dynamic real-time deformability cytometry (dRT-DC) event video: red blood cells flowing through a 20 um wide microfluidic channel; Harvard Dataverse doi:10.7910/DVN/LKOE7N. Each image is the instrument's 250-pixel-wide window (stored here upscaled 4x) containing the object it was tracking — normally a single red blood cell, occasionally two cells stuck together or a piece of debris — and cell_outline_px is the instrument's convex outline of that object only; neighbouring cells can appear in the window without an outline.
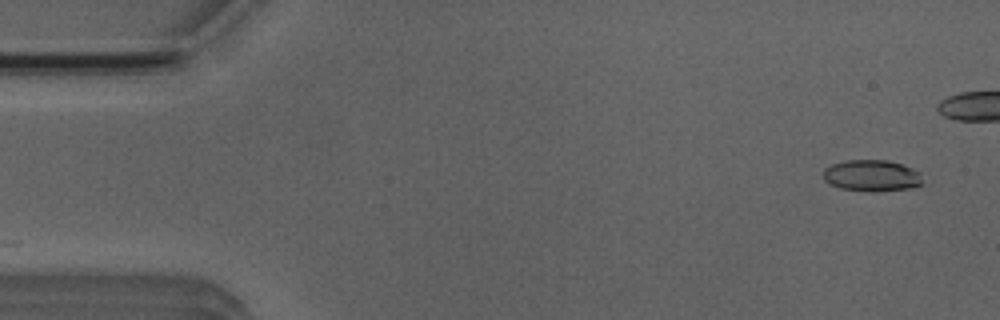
{"species": "Egyptian fruit bat (a non-hibernating species)", "species_latin": "Rousettus aegyptiacus", "temperature_condition": "room temperature", "stored_images_in_passage": 2, "camera_frame_rate_fps": 3000, "um_per_image_px": 0.085, "animal": {"sex": "male"}, "frame": {"image": 1, "passage_image": 2, "time_ms": 1.333, "image_size_px": [1000, 320], "cell_outline_px": [[924, 184], [912, 188], [876, 192], [868, 192], [840, 188], [828, 184], [824, 180], [824, 168], [832, 164], [844, 160], [888, 160], [912, 168], [920, 172]], "centroid_in_image_um": [74.11, 14.94], "position_along_channel_um": 10.9, "area_um2": 18.55}}